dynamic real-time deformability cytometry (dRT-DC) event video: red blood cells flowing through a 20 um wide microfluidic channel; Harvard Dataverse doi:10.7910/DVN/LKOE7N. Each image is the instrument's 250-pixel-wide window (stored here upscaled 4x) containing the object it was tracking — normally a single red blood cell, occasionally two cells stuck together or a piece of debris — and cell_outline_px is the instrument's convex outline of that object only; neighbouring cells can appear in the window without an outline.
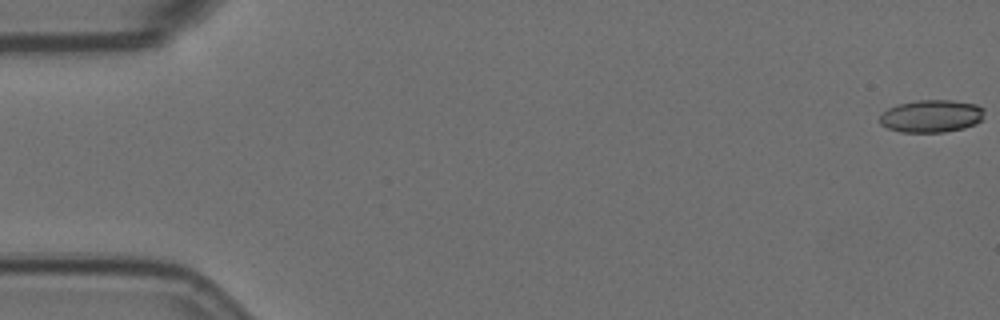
{"species": "Egyptian fruit bat (a non-hibernating species)", "species_latin": "Rousettus aegyptiacus", "temperature_condition": "room temperature", "stored_images_in_passage": 20, "camera_frame_rate_fps": 3000, "um_per_image_px": 0.085, "animal": {"sex": "female"}, "frame": {"image": 1, "passage_image": 1, "time_ms": 0.0, "image_size_px": [1000, 320], "cell_outline_px": [[984, 120], [976, 124], [964, 128], [944, 132], [900, 132], [888, 128], [880, 124], [880, 112], [896, 104], [916, 100], [952, 100], [976, 104], [984, 108]], "centroid_in_image_um": [79.18, 9.86], "position_along_channel_um": 5.8, "area_um2": 20.23}}
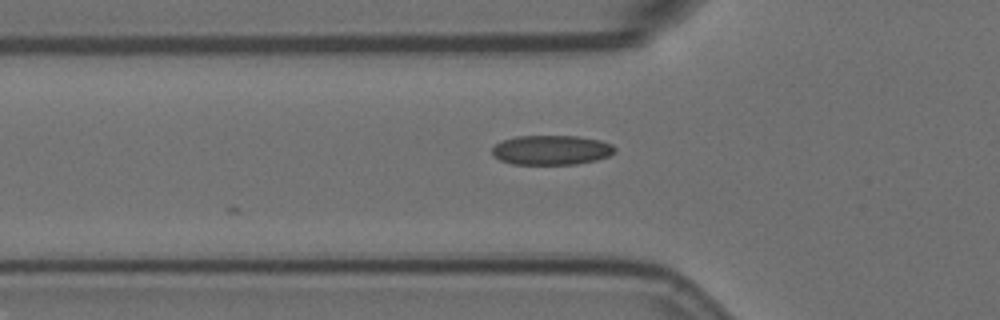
{"frame": {"image": 2, "passage_image": 20, "time_ms": 6.333, "image_size_px": [1000, 320], "cell_outline_px": [[616, 152], [608, 156], [596, 160], [576, 164], [512, 164], [500, 160], [492, 156], [492, 148], [496, 144], [504, 140], [516, 136], [576, 136], [600, 140], [612, 144], [616, 148]], "centroid_in_image_um": [46.87, 12.75], "position_along_channel_um": 78.9, "area_um2": 21.21}}